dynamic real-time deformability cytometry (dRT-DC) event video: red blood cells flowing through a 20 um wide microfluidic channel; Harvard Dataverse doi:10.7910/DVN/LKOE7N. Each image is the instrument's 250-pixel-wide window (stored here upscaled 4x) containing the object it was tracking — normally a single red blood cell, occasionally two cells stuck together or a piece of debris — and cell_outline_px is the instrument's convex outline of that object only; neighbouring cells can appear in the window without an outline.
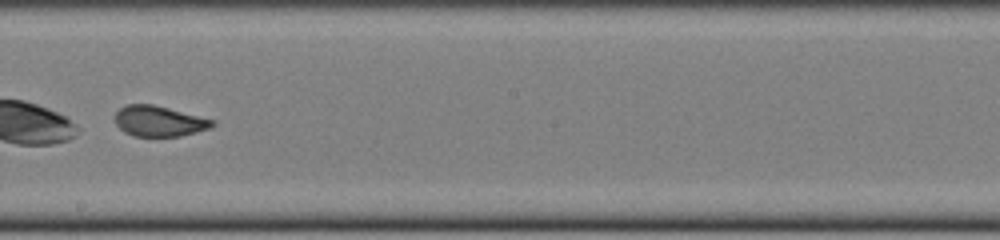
{"species": "common noctule bat (a hibernating species)", "species_latin": "Nyctalus noctula", "temperature_condition": "cold", "stored_images_in_passage": 50, "camera_frame_rate_fps": 3000, "um_per_image_px": 0.085, "animal": {"sex": "female", "body_mass_g": 22.0, "forearm_length_mm": 56.7}, "frame": {"image": 1, "passage_image": 29, "time_ms": 9.333, "image_size_px": [1000, 240], "cell_outline_px": [[216, 124], [212, 128], [180, 136], [132, 136], [124, 132], [116, 124], [116, 112], [120, 108], [128, 104], [152, 104], [216, 120]], "centroid_in_image_um": [13.56, 10.3], "position_along_channel_um": 234.6, "area_um2": 17.34}}
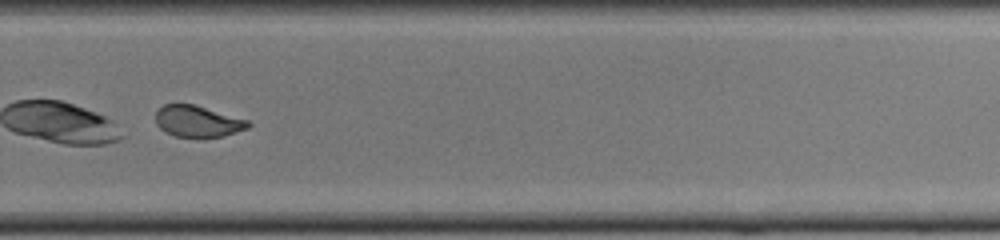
{"frame": {"image": 2, "passage_image": 35, "time_ms": 11.333, "image_size_px": [1000, 240], "cell_outline_px": [[252, 124], [248, 128], [224, 136], [204, 140], [196, 140], [176, 136], [164, 132], [156, 124], [156, 112], [164, 104], [192, 104], [248, 120]], "centroid_in_image_um": [16.8, 10.37], "position_along_channel_um": 313.0, "area_um2": 17.4}}